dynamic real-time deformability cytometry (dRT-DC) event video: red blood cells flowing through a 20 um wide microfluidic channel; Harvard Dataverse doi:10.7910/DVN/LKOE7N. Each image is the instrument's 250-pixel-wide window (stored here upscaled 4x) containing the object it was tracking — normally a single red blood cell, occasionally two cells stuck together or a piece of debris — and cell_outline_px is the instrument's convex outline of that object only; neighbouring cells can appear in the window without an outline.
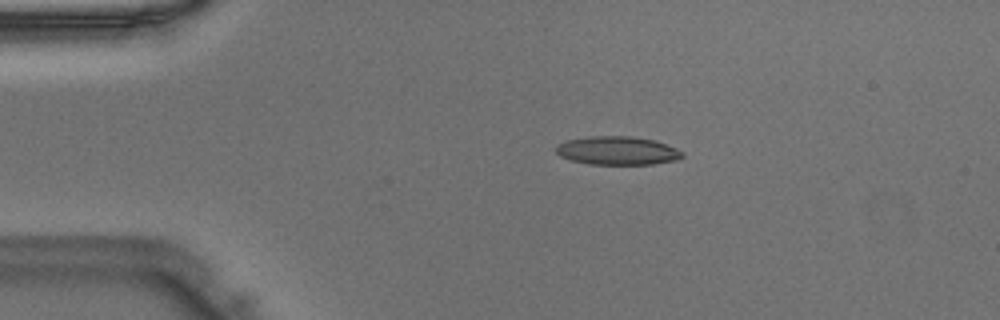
{"species": "Egyptian fruit bat (a non-hibernating species)", "species_latin": "Rousettus aegyptiacus", "temperature_condition": "warm", "stored_images_in_passage": 47, "camera_frame_rate_fps": 3000, "um_per_image_px": 0.085, "animal": {"sex": "male"}, "frame": {"image": 1, "passage_image": 10, "time_ms": 3.0, "image_size_px": [1000, 320], "cell_outline_px": [[684, 156], [676, 160], [652, 164], [588, 164], [572, 160], [560, 156], [556, 152], [556, 144], [564, 140], [588, 136], [632, 136], [656, 140], [676, 148], [684, 152]], "centroid_in_image_um": [52.47, 12.79], "position_along_channel_um": 32.5, "area_um2": 21.15}}
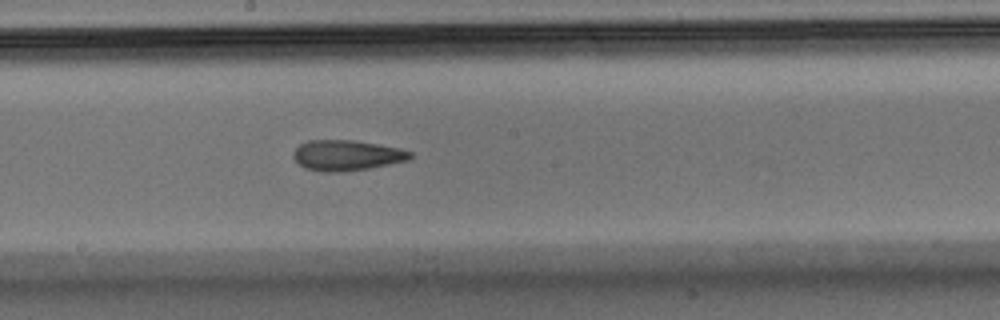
{"frame": {"image": 2, "passage_image": 26, "time_ms": 8.333, "image_size_px": [1000, 320], "cell_outline_px": [[412, 156], [408, 160], [368, 168], [340, 172], [320, 172], [304, 168], [292, 156], [292, 152], [300, 144], [308, 140], [352, 140], [400, 148], [412, 152]], "centroid_in_image_um": [29.43, 13.2], "position_along_channel_um": 218.8, "area_um2": 20.69}}
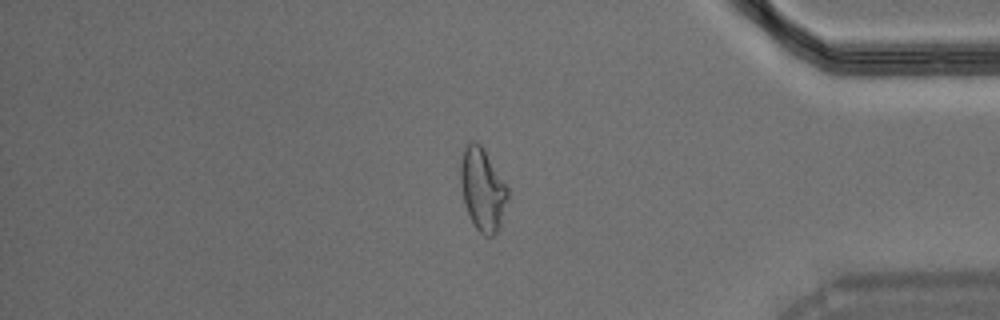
{"frame": {"image": 3, "passage_image": 40, "time_ms": 13.0, "image_size_px": [1000, 320], "cell_outline_px": [[508, 200], [500, 224], [496, 232], [492, 236], [484, 236], [476, 228], [464, 204], [460, 184], [460, 160], [464, 148], [472, 140], [476, 140], [484, 148], [508, 188]], "centroid_in_image_um": [41.0, 16.07], "position_along_channel_um": 394.2, "area_um2": 22.72}}